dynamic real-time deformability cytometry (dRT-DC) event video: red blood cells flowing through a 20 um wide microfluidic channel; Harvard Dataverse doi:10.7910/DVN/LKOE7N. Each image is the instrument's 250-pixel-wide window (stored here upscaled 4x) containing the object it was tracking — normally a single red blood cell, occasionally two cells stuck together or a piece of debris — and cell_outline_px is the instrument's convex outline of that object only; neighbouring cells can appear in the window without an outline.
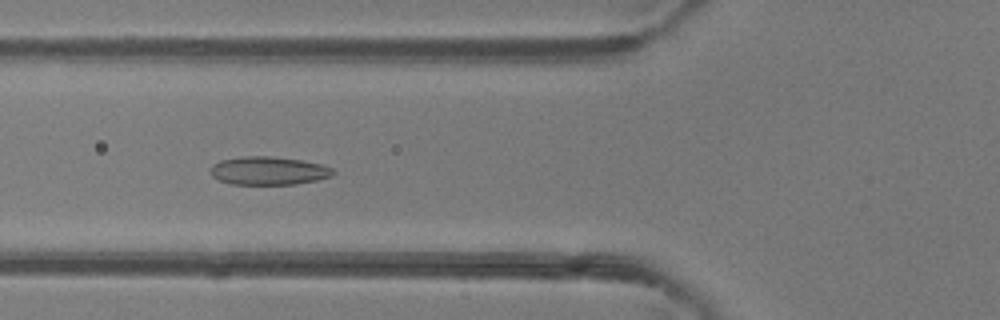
{"species": "common noctule bat (a hibernating species)", "species_latin": "Nyctalus noctula", "temperature_condition": "room temperature", "stored_images_in_passage": 50, "camera_frame_rate_fps": 3000, "um_per_image_px": 0.085, "animal": {"sex": "female"}, "frame": {"image": 1, "passage_image": 19, "time_ms": 6.0, "image_size_px": [1000, 320], "cell_outline_px": [[336, 172], [332, 176], [316, 180], [296, 184], [232, 184], [220, 180], [212, 176], [212, 164], [220, 160], [244, 156], [268, 156], [300, 160], [324, 164], [332, 168]], "centroid_in_image_um": [22.86, 14.51], "position_along_channel_um": 102.9, "area_um2": 20.11}}
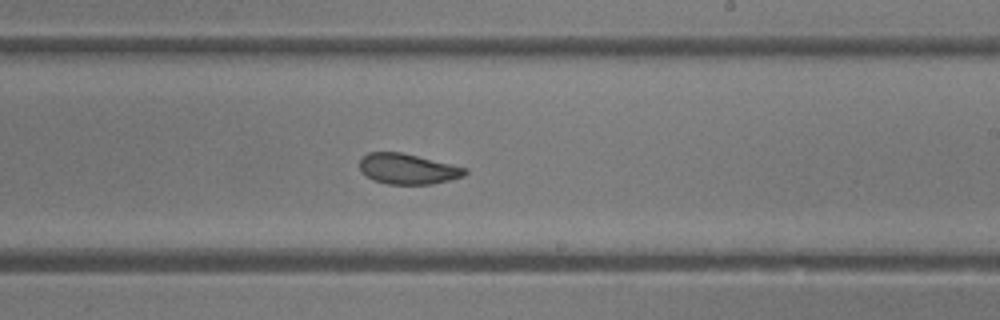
{"frame": {"image": 2, "passage_image": 30, "time_ms": 9.667, "image_size_px": [1000, 320], "cell_outline_px": [[468, 172], [464, 176], [432, 184], [388, 184], [372, 180], [360, 172], [360, 156], [368, 152], [400, 152], [452, 164], [468, 168]], "centroid_in_image_um": [34.63, 14.35], "position_along_channel_um": 254.4, "area_um2": 18.84}}
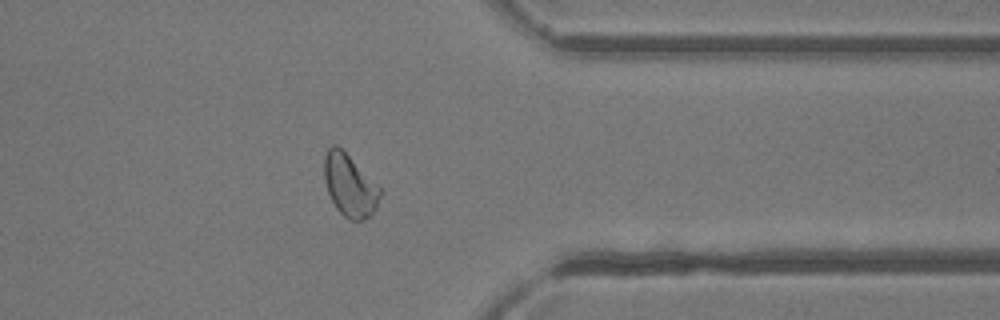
{"frame": {"image": 3, "passage_image": 40, "time_ms": 13.0, "image_size_px": [1000, 320], "cell_outline_px": [[384, 192], [376, 208], [364, 220], [348, 220], [336, 208], [328, 192], [324, 180], [324, 156], [328, 148], [332, 144], [336, 144]], "centroid_in_image_um": [29.72, 15.78], "position_along_channel_um": 381.7, "area_um2": 20.0}, "authors_computed_cell_mechanics": {"area_um2": 20.8947, "velocity_mm_per_s": 4.1277, "shape_relaxation_time_tau1_ms": 9.0022, "shape_relaxation_time_tau2_ms": 2.1157, "deformation_change_tau1": 0.1835, "deformation_change_tau2": 0.0873}}